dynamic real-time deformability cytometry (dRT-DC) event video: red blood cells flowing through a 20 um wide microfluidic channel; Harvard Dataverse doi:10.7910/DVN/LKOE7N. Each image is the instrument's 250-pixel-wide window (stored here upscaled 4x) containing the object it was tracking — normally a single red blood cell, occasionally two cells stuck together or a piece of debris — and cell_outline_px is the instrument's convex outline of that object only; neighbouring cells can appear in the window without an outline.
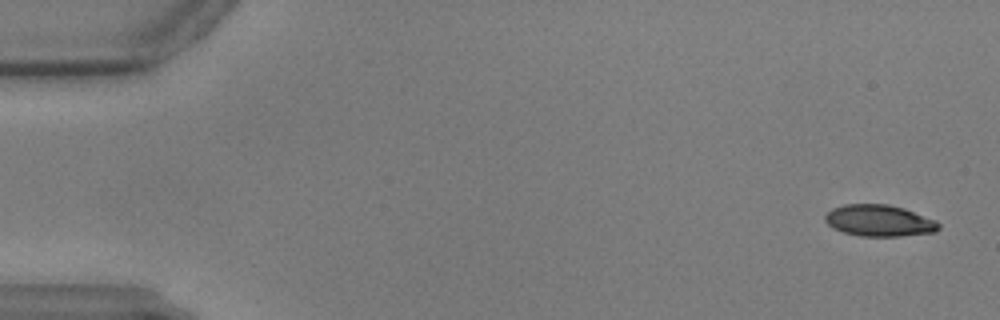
{"species": "common noctule bat (a hibernating species)", "species_latin": "Nyctalus noctula", "temperature_condition": "warm", "stored_images_in_passage": 58, "camera_frame_rate_fps": 3000, "um_per_image_px": 0.085, "animal": {"sex": "male", "body_mass_g": 17.9, "forearm_length_mm": 54.2}, "frame": {"image": 1, "passage_image": 2, "time_ms": 0.333, "image_size_px": [1000, 320], "cell_outline_px": [[940, 228], [936, 232], [900, 236], [860, 236], [844, 232], [832, 228], [824, 220], [824, 216], [832, 208], [844, 204], [888, 204], [904, 208], [936, 220], [940, 224]], "centroid_in_image_um": [74.73, 18.75], "position_along_channel_um": 10.3, "area_um2": 20.98}}
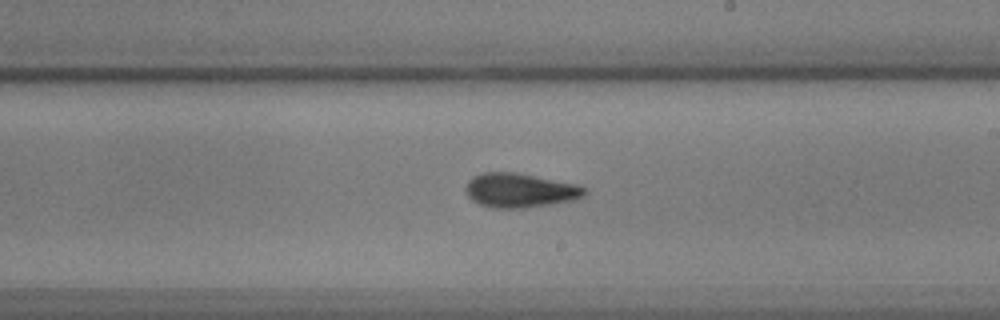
{"frame": {"image": 2, "passage_image": 34, "time_ms": 11.0, "image_size_px": [1000, 320], "cell_outline_px": [[588, 192], [584, 196], [576, 200], [552, 204], [524, 208], [492, 208], [480, 204], [472, 200], [468, 196], [464, 188], [468, 180], [472, 176], [484, 172], [516, 172], [580, 184]], "centroid_in_image_um": [44.22, 16.17], "position_along_channel_um": 244.8, "area_um2": 24.16}}
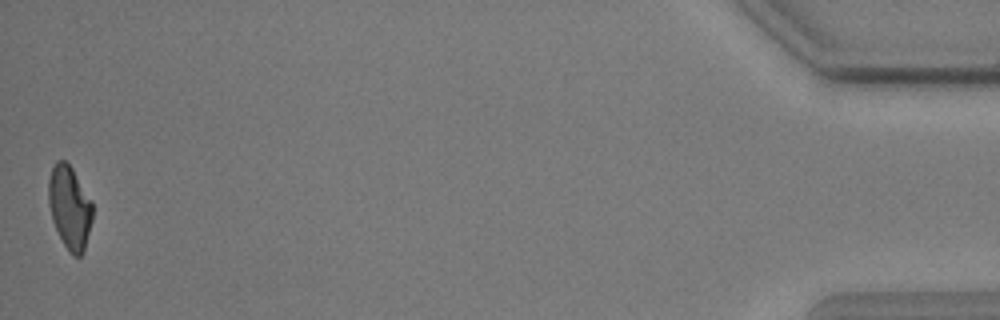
{"frame": {"image": 3, "passage_image": 58, "time_ms": 19.0, "image_size_px": [1000, 320], "cell_outline_px": [[92, 220], [84, 252], [80, 256], [72, 256], [68, 252], [52, 220], [48, 204], [48, 180], [52, 168], [56, 160], [64, 160], [72, 168], [92, 200]], "centroid_in_image_um": [5.92, 17.63], "position_along_channel_um": 429.3, "area_um2": 21.44}}